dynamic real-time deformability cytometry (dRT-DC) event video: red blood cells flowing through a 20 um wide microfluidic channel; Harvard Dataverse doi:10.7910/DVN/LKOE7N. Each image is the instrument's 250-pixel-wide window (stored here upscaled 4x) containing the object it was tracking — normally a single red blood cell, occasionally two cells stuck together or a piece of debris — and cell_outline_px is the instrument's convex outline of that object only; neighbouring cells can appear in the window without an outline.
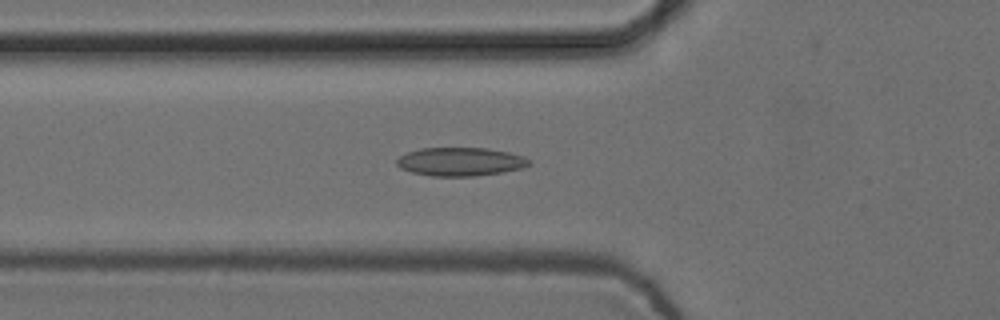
{"species": "common noctule bat (a hibernating species)", "species_latin": "Nyctalus noctula", "temperature_condition": "cold", "stored_images_in_passage": 55, "camera_frame_rate_fps": 3000, "um_per_image_px": 0.085, "animal": {"sex": "female", "body_mass_g": 24.6, "forearm_length_mm": 56.2}, "frame": {"image": 1, "passage_image": 20, "time_ms": 6.333, "image_size_px": [1000, 320], "cell_outline_px": [[532, 164], [524, 168], [476, 176], [432, 176], [412, 172], [400, 168], [396, 164], [396, 160], [400, 156], [408, 152], [420, 148], [488, 148], [508, 152], [524, 156], [532, 160]], "centroid_in_image_um": [39.17, 13.74], "position_along_channel_um": 86.6, "area_um2": 22.08}}
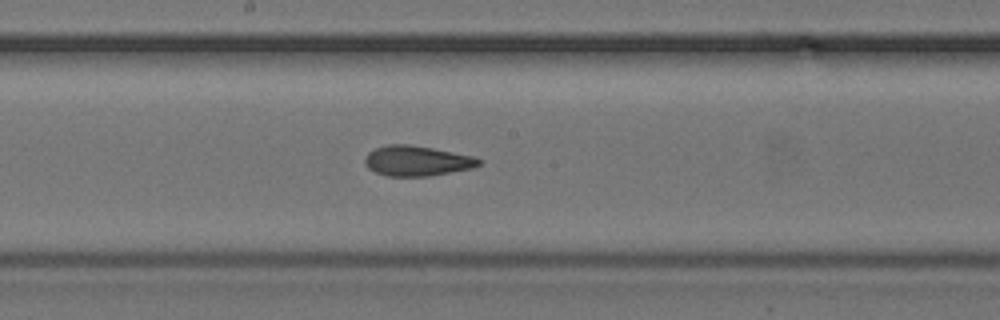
{"frame": {"image": 2, "passage_image": 30, "time_ms": 9.667, "image_size_px": [1000, 320], "cell_outline_px": [[484, 160], [480, 164], [472, 168], [428, 176], [388, 176], [376, 172], [368, 168], [364, 164], [364, 156], [368, 152], [376, 148], [388, 144], [408, 144], [432, 148], [472, 156]], "centroid_in_image_um": [35.41, 13.67], "position_along_channel_um": 212.8, "area_um2": 20.0}}
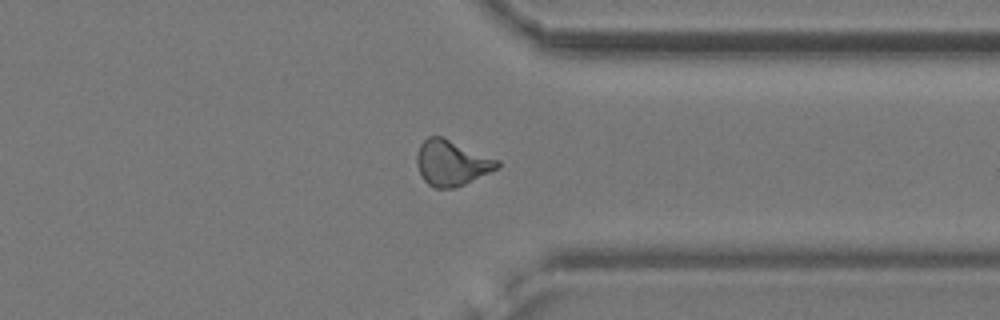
{"frame": {"image": 3, "passage_image": 43, "time_ms": 14.0, "image_size_px": [1000, 320], "cell_outline_px": [[500, 168], [456, 188], [436, 188], [428, 184], [424, 180], [416, 164], [416, 156], [420, 144], [428, 136], [444, 136], [500, 160]], "centroid_in_image_um": [38.42, 13.83], "position_along_channel_um": 373.0, "area_um2": 21.68}, "authors_computed_cell_mechanics": {"area_um2": 20.4612, "velocity_mm_per_s": 3.7519, "shape_relaxation_time_tau1_ms": 10.0735, "shape_relaxation_time_tau2_ms": 1.8032, "deformation_change_tau1": 0.1974, "deformation_change_tau2": 0.0803}}